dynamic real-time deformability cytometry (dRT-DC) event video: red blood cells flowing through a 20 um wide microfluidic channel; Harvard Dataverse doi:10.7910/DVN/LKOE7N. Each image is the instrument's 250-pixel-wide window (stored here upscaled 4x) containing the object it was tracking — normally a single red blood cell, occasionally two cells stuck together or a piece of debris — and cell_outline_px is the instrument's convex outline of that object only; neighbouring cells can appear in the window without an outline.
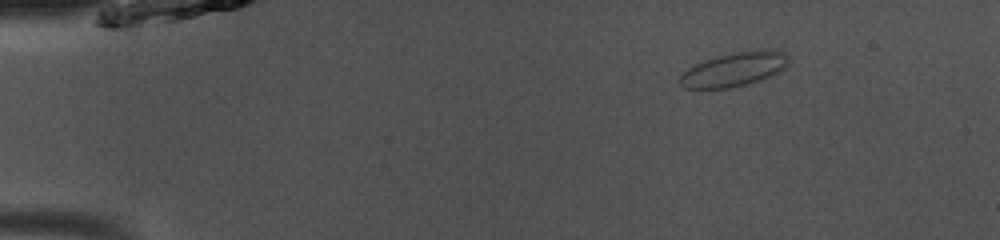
{"species": "common noctule bat (a hibernating species)", "species_latin": "Nyctalus noctula", "temperature_condition": "room temperature", "stored_images_in_passage": 43, "camera_frame_rate_fps": 3000, "um_per_image_px": 0.085, "animal": {"sex": "male", "body_mass_g": 13.0, "forearm_length_mm": 53.1}, "frame": {"image": 1, "passage_image": 1, "time_ms": 0.0, "image_size_px": [1000, 240], "cell_outline_px": [[788, 64], [784, 68], [760, 80], [728, 88], [684, 88], [676, 80], [688, 68], [696, 64], [732, 52], [756, 48], [784, 52], [788, 56]], "centroid_in_image_um": [62.39, 5.88], "position_along_channel_um": 22.6, "area_um2": 21.33}}
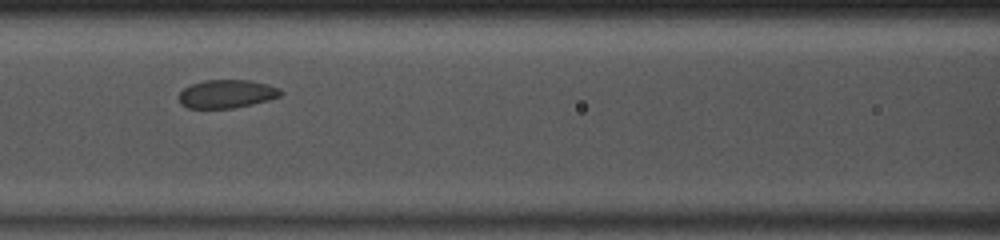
{"frame": {"image": 2, "passage_image": 16, "time_ms": 5.0, "image_size_px": [1000, 240], "cell_outline_px": [[284, 92], [280, 96], [268, 100], [252, 104], [232, 108], [188, 108], [180, 104], [180, 92], [184, 88], [192, 84], [204, 80], [248, 80], [280, 88]], "centroid_in_image_um": [19.27, 7.98], "position_along_channel_um": 147.3, "area_um2": 16.65}}
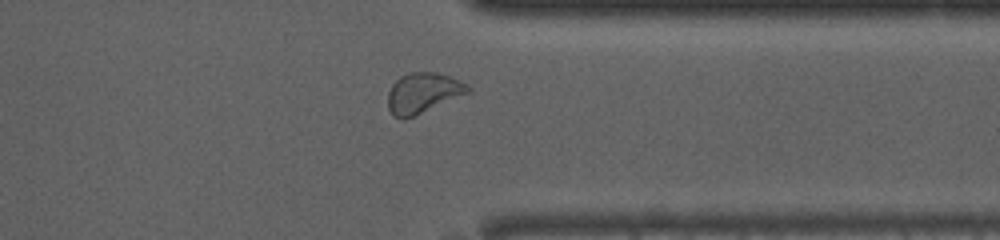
{"frame": {"image": 3, "passage_image": 33, "time_ms": 10.667, "image_size_px": [1000, 240], "cell_outline_px": [[472, 88], [468, 92], [412, 116], [400, 120], [392, 116], [388, 108], [388, 92], [392, 84], [400, 76], [412, 72], [436, 72], [460, 80], [468, 84]], "centroid_in_image_um": [35.91, 7.89], "position_along_channel_um": 375.5, "area_um2": 18.5}, "authors_computed_cell_mechanics": {"area_um2": 18.0336, "velocity_mm_per_s": 4.0565, "shape_relaxation_time_tau1_ms": 5.2372, "shape_relaxation_time_tau2_ms": 2.3675, "deformation_change_tau1": 0.0724, "deformation_change_tau2": 0.0467}}